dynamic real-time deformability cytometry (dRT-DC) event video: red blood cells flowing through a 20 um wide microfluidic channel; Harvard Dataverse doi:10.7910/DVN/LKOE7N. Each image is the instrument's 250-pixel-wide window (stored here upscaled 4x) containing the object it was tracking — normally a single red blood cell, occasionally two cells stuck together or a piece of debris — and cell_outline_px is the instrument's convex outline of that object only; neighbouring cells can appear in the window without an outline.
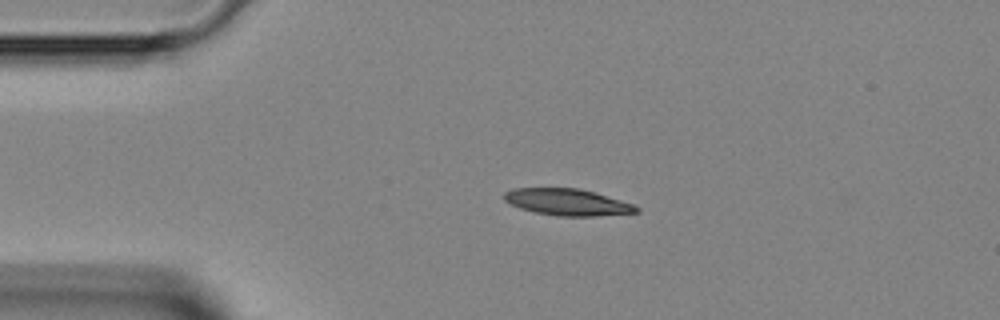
{"species": "Egyptian fruit bat (a non-hibernating species)", "species_latin": "Rousettus aegyptiacus", "temperature_condition": "room temperature", "stored_images_in_passage": 37, "camera_frame_rate_fps": 3000, "um_per_image_px": 0.085, "animal": {"sex": "female"}, "frame": {"image": 1, "passage_image": 1, "time_ms": 0.0, "image_size_px": [1000, 320], "cell_outline_px": [[640, 212], [596, 216], [556, 216], [536, 212], [520, 208], [504, 200], [504, 192], [512, 188], [580, 188], [596, 192], [632, 204], [640, 208]], "centroid_in_image_um": [48.24, 17.18], "position_along_channel_um": 36.8, "area_um2": 20.52}}
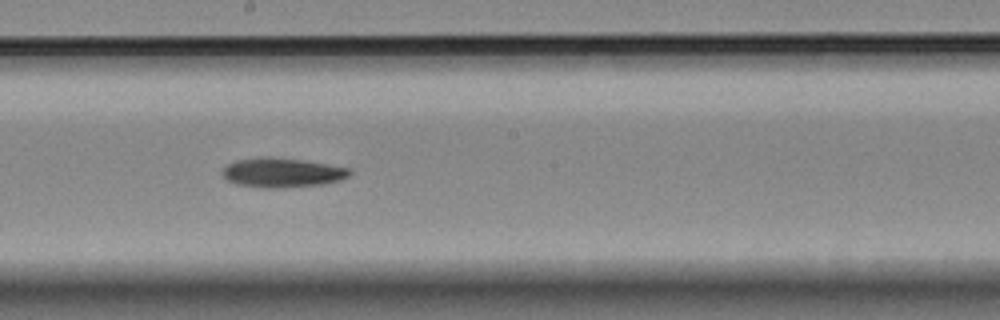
{"frame": {"image": 2, "passage_image": 16, "time_ms": 5.0, "image_size_px": [1000, 320], "cell_outline_px": [[352, 172], [348, 176], [340, 180], [324, 184], [276, 188], [264, 188], [236, 184], [228, 180], [224, 176], [224, 168], [228, 164], [236, 160], [264, 156], [268, 156], [304, 160], [352, 168]], "centroid_in_image_um": [24.02, 14.66], "position_along_channel_um": 224.2, "area_um2": 21.85}}
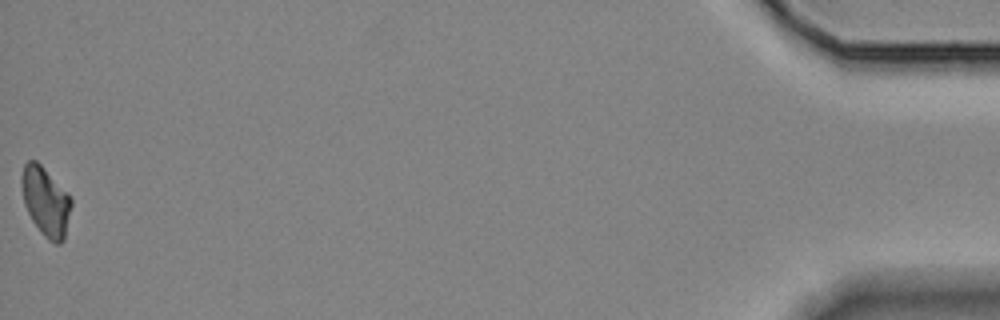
{"frame": {"image": 3, "passage_image": 37, "time_ms": 12.0, "image_size_px": [1000, 320], "cell_outline_px": [[72, 204], [64, 240], [60, 244], [56, 244], [48, 240], [44, 236], [32, 220], [24, 204], [20, 180], [20, 176], [24, 164], [28, 160], [36, 160], [68, 192], [72, 200]], "centroid_in_image_um": [3.88, 17.11], "position_along_channel_um": 431.3, "area_um2": 20.11}}